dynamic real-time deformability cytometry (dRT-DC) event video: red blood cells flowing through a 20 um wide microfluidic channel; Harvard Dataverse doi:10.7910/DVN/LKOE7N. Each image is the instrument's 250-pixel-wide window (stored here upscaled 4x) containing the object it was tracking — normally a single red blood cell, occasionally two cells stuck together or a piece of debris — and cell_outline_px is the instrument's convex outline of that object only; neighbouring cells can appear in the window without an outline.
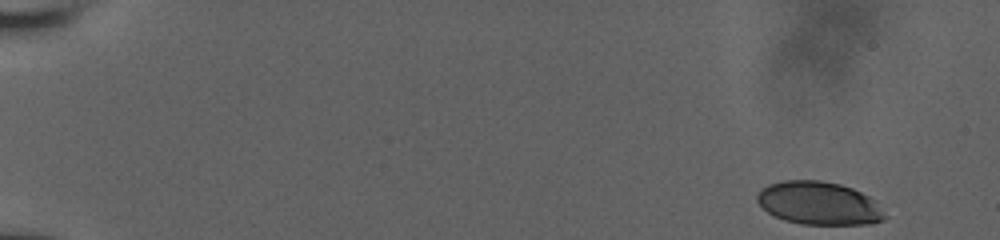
{"species": "human", "species_latin": "Homo sapiens", "temperature_condition": "room temperature", "stored_images_in_passage": 74, "camera_frame_rate_fps": 3000, "um_per_image_px": 0.085, "donor": {"sex": "male"}, "frame": {"image": 1, "passage_image": 1, "time_ms": 0.0, "image_size_px": [1000, 240], "cell_outline_px": [[888, 216], [884, 220], [872, 224], [800, 224], [784, 220], [768, 212], [756, 200], [756, 196], [768, 184], [784, 180], [820, 180], [840, 184], [852, 188], [868, 196]], "centroid_in_image_um": [69.61, 17.28], "position_along_channel_um": 15.4, "area_um2": 31.85}}
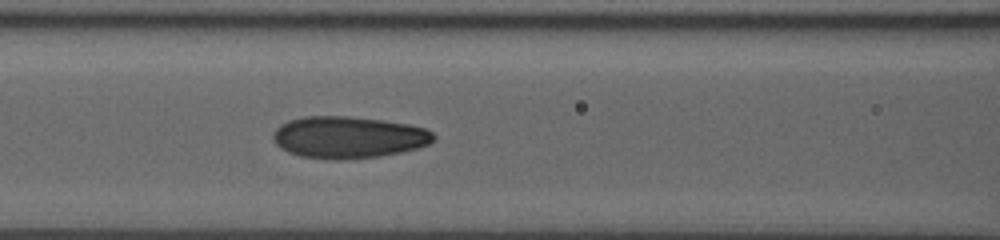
{"frame": {"image": 2, "passage_image": 38, "time_ms": 7.667, "image_size_px": [1000, 240], "cell_outline_px": [[436, 140], [428, 144], [416, 148], [400, 152], [380, 156], [336, 160], [300, 156], [288, 152], [280, 148], [272, 140], [272, 136], [276, 128], [280, 124], [288, 120], [304, 116], [348, 116], [384, 120], [408, 124], [424, 128], [432, 132], [436, 136]], "centroid_in_image_um": [29.59, 11.66], "position_along_channel_um": 137.0, "area_um2": 39.3}}
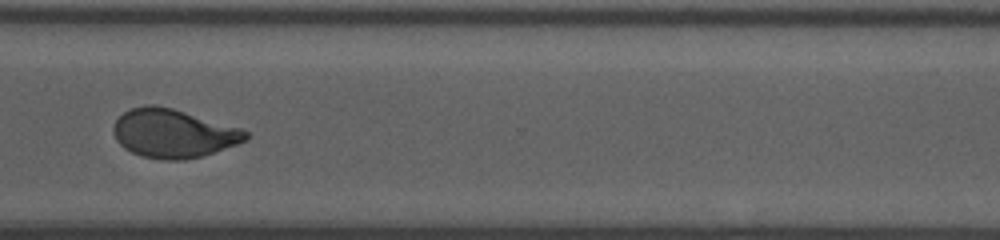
{"frame": {"image": 3, "passage_image": 73, "time_ms": 13.333, "image_size_px": [1000, 240], "cell_outline_px": [[248, 140], [204, 156], [184, 160], [160, 160], [140, 156], [124, 148], [116, 140], [112, 128], [116, 120], [124, 112], [132, 108], [144, 104], [156, 104], [172, 108], [240, 128], [248, 132]], "centroid_in_image_um": [14.71, 11.35], "position_along_channel_um": 355.9, "area_um2": 37.63}}